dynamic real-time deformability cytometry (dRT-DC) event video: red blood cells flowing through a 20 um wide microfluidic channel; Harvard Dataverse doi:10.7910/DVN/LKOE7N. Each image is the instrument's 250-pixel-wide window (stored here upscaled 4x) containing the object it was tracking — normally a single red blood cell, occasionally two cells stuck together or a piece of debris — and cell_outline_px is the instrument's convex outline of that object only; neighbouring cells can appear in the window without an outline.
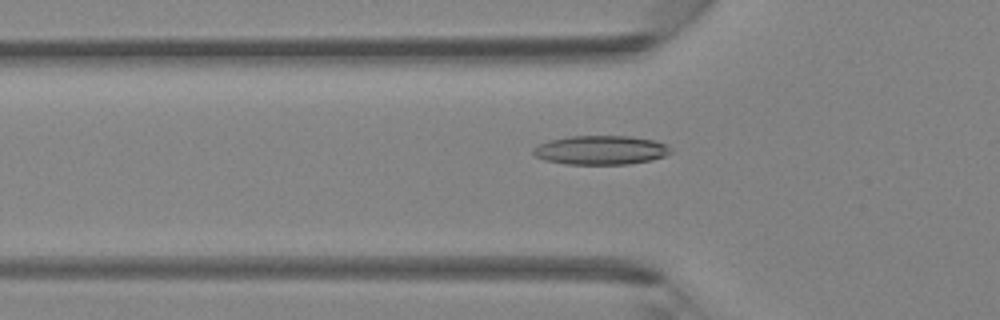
{"species": "Egyptian fruit bat (a non-hibernating species)", "species_latin": "Rousettus aegyptiacus", "temperature_condition": "room temperature", "stored_images_in_passage": 44, "camera_frame_rate_fps": 3000, "um_per_image_px": 0.085, "animal": {"sex": "female"}, "frame": {"image": 1, "passage_image": 15, "time_ms": 4.667, "image_size_px": [1000, 320], "cell_outline_px": [[672, 152], [664, 156], [652, 160], [628, 164], [564, 164], [544, 160], [536, 156], [532, 152], [532, 148], [548, 140], [568, 136], [632, 136], [652, 140], [664, 144], [672, 148]], "centroid_in_image_um": [51.05, 12.76], "position_along_channel_um": 74.8, "area_um2": 23.35}}
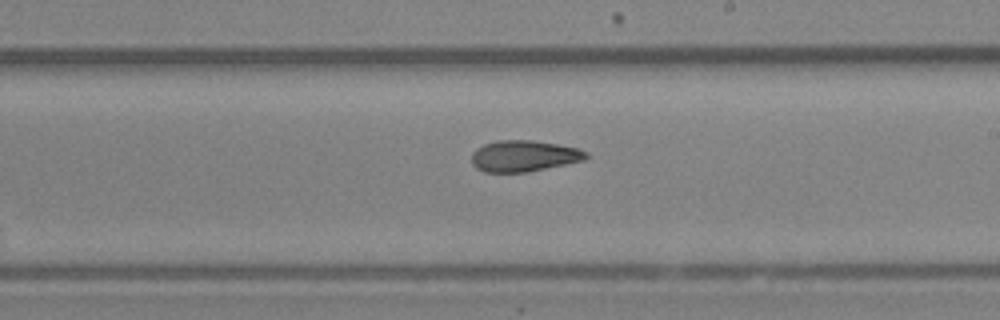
{"frame": {"image": 2, "passage_image": 26, "time_ms": 8.333, "image_size_px": [1000, 320], "cell_outline_px": [[588, 156], [584, 160], [528, 172], [484, 172], [476, 168], [472, 164], [472, 152], [476, 148], [484, 144], [496, 140], [532, 140], [556, 144], [576, 148], [588, 152]], "centroid_in_image_um": [44.5, 13.26], "position_along_channel_um": 244.5, "area_um2": 20.81}}
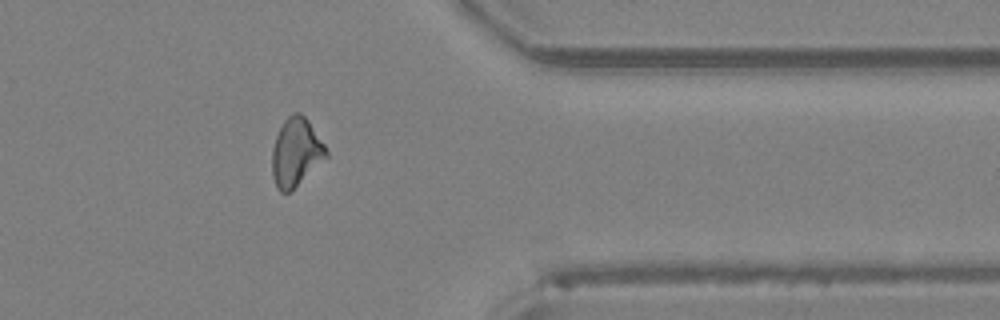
{"frame": {"image": 3, "passage_image": 36, "time_ms": 11.667, "image_size_px": [1000, 320], "cell_outline_px": [[328, 156], [288, 192], [280, 192], [276, 188], [272, 176], [272, 148], [276, 136], [284, 120], [292, 112], [300, 112], [308, 120], [324, 144], [328, 152]], "centroid_in_image_um": [25.13, 12.92], "position_along_channel_um": 386.3, "area_um2": 21.21}}